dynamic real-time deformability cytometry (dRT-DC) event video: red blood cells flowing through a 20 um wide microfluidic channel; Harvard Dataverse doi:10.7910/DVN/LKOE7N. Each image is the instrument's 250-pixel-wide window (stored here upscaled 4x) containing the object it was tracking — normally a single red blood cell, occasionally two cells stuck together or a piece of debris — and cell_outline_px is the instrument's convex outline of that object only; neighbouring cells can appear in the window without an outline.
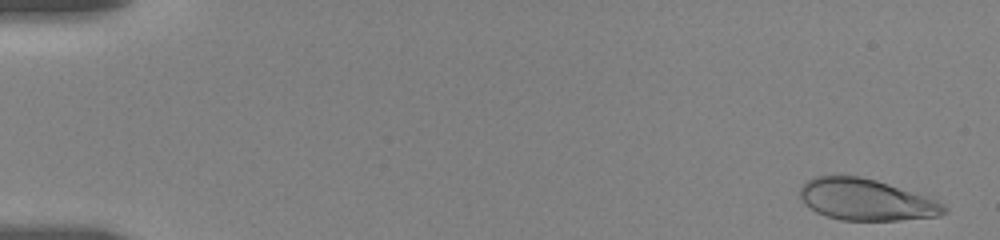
{"species": "human", "species_latin": "Homo sapiens", "temperature_condition": "room temperature", "stored_images_in_passage": 94, "camera_frame_rate_fps": 3000, "um_per_image_px": 0.085, "donor": {"sex": "female"}, "frame": {"image": 1, "passage_image": 3, "time_ms": 0.333, "image_size_px": [1000, 240], "cell_outline_px": [[948, 212], [940, 216], [900, 220], [840, 220], [824, 216], [816, 212], [804, 204], [800, 196], [800, 188], [808, 180], [816, 176], [860, 176], [876, 180], [936, 200], [944, 204], [948, 208]], "centroid_in_image_um": [73.62, 16.99], "position_along_channel_um": 11.4, "area_um2": 34.68}}
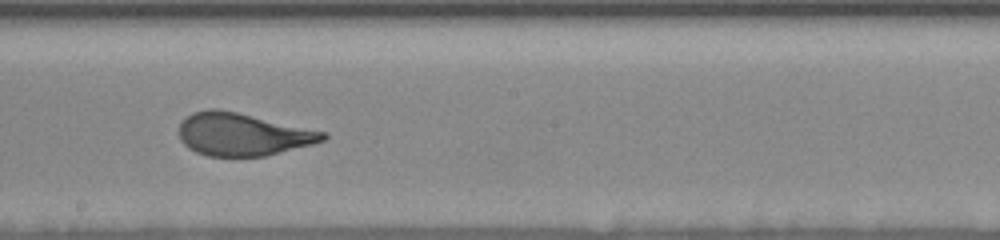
{"frame": {"image": 2, "passage_image": 44, "time_ms": 10.333, "image_size_px": [1000, 240], "cell_outline_px": [[328, 136], [324, 140], [312, 144], [264, 156], [208, 156], [196, 152], [188, 148], [180, 140], [180, 124], [192, 112], [208, 108], [220, 108], [324, 132]], "centroid_in_image_um": [20.58, 11.41], "position_along_channel_um": 227.6, "area_um2": 35.43}}
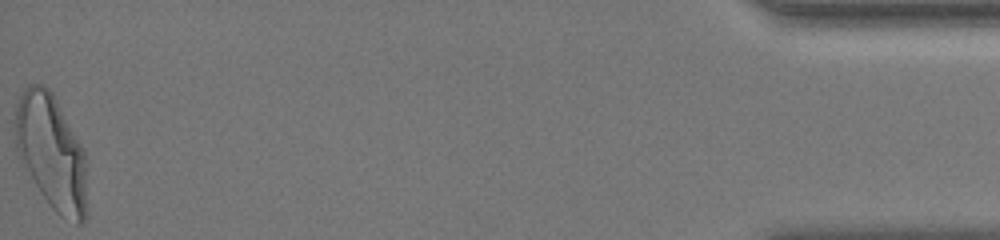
{"frame": {"image": 3, "passage_image": 92, "time_ms": 18.333, "image_size_px": [1000, 240], "cell_outline_px": [[88, 212], [84, 220], [80, 224], [76, 224], [60, 216], [48, 204], [20, 164], [16, 148], [12, 120], [16, 104], [24, 88], [28, 84], [44, 84], [52, 92], [84, 148]], "centroid_in_image_um": [4.34, 12.94], "position_along_channel_um": 430.9, "area_um2": 49.36}, "authors_computed_cell_mechanics": {"area_um2": 36.5585, "velocity_mm_per_s": 3.6151, "shape_relaxation_time_tau1_ms": 3.7132, "shape_relaxation_time_tau2_ms": null, "deformation_change_tau1": 0.1766, "deformation_change_tau2": null}}